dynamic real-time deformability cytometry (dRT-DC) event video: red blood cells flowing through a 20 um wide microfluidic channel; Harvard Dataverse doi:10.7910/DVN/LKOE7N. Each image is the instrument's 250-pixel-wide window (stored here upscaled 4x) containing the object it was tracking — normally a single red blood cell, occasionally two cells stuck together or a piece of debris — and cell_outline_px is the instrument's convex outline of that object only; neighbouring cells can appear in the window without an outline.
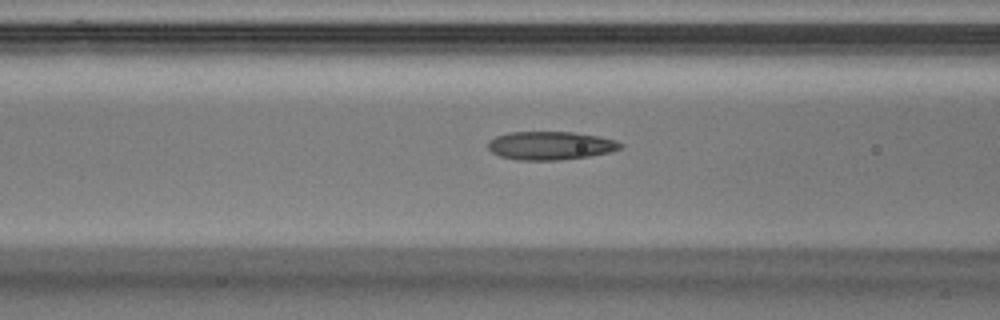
{"species": "Egyptian fruit bat (a non-hibernating species)", "species_latin": "Rousettus aegyptiacus", "temperature_condition": "warm", "stored_images_in_passage": 36, "camera_frame_rate_fps": 3000, "um_per_image_px": 0.085, "animal": {"sex": "male"}, "frame": {"image": 1, "passage_image": 8, "time_ms": 2.333, "image_size_px": [1000, 320], "cell_outline_px": [[624, 144], [620, 148], [608, 152], [588, 156], [560, 160], [516, 160], [500, 156], [492, 152], [488, 148], [488, 140], [496, 136], [508, 132], [572, 132], [600, 136]], "centroid_in_image_um": [46.74, 12.37], "position_along_channel_um": 119.9, "area_um2": 21.79}}
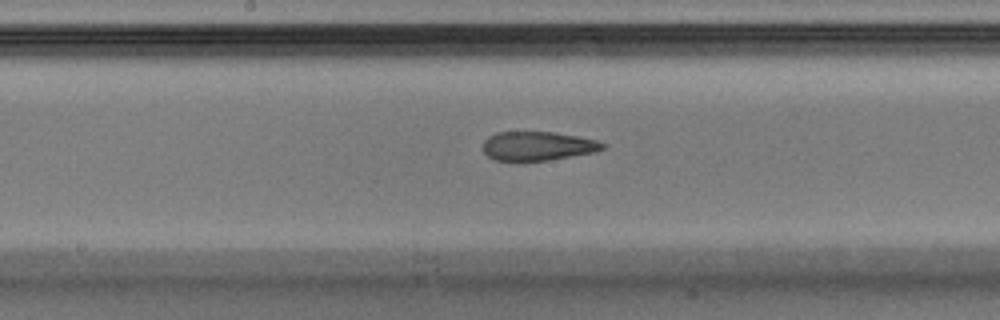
{"frame": {"image": 2, "passage_image": 14, "time_ms": 4.333, "image_size_px": [1000, 320], "cell_outline_px": [[604, 148], [592, 152], [548, 160], [520, 164], [492, 160], [484, 152], [484, 140], [488, 136], [496, 132], [552, 132], [576, 136], [596, 140], [604, 144]], "centroid_in_image_um": [45.59, 12.45], "position_along_channel_um": 202.6, "area_um2": 20.63}}
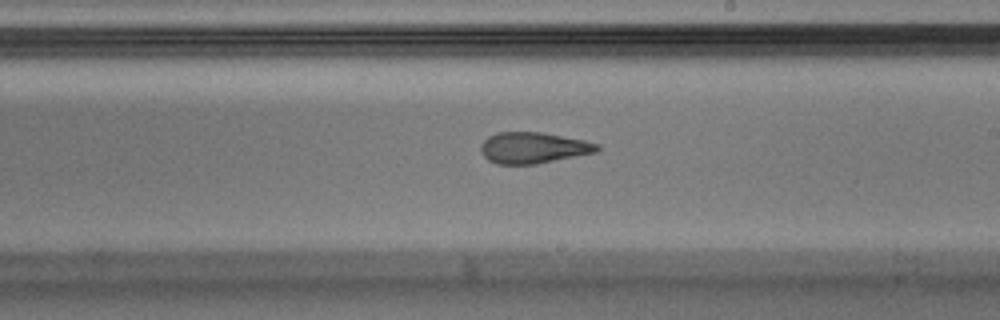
{"frame": {"image": 3, "passage_image": 17, "time_ms": 5.333, "image_size_px": [1000, 320], "cell_outline_px": [[600, 148], [596, 152], [536, 164], [496, 164], [488, 160], [484, 156], [480, 148], [480, 144], [488, 136], [496, 132], [540, 132], [584, 140], [600, 144]], "centroid_in_image_um": [45.3, 12.56], "position_along_channel_um": 243.7, "area_um2": 21.1}}